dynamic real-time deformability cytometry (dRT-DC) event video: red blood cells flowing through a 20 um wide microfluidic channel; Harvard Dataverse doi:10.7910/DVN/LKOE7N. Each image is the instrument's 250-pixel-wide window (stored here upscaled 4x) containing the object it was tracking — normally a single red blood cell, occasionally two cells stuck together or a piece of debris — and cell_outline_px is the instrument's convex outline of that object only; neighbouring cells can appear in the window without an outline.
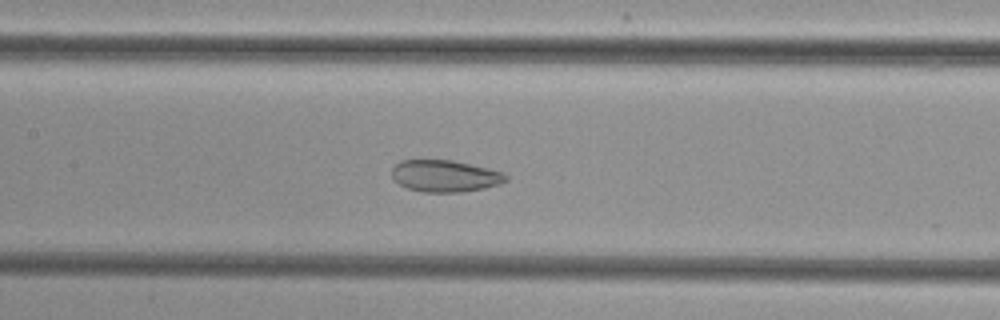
{"species": "common noctule bat (a hibernating species)", "species_latin": "Nyctalus noctula", "temperature_condition": "cold", "stored_images_in_passage": 36, "camera_frame_rate_fps": 3000, "um_per_image_px": 0.085, "animal": {"sex": "female", "body_mass_g": 29.2, "forearm_length_mm": 56.3}, "frame": {"image": 1, "passage_image": 9, "time_ms": 2.667, "image_size_px": [1000, 320], "cell_outline_px": [[508, 180], [500, 184], [484, 188], [460, 192], [424, 192], [408, 188], [400, 184], [392, 176], [392, 168], [400, 160], [452, 160], [488, 168], [504, 172], [508, 176]], "centroid_in_image_um": [37.85, 14.95], "position_along_channel_um": 169.5, "area_um2": 21.1}}
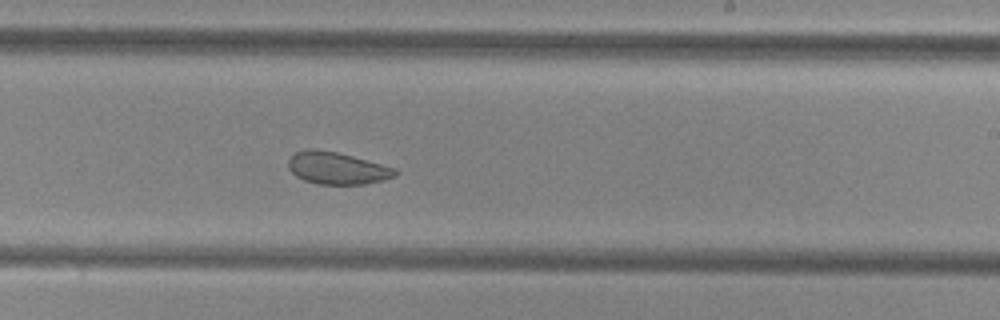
{"frame": {"image": 2, "passage_image": 16, "time_ms": 5.0, "image_size_px": [1000, 320], "cell_outline_px": [[400, 172], [396, 176], [384, 180], [364, 184], [316, 184], [304, 180], [296, 176], [288, 168], [288, 160], [296, 152], [304, 148], [316, 148], [336, 152], [352, 156], [396, 168]], "centroid_in_image_um": [28.65, 14.29], "position_along_channel_um": 260.4, "area_um2": 20.17}}
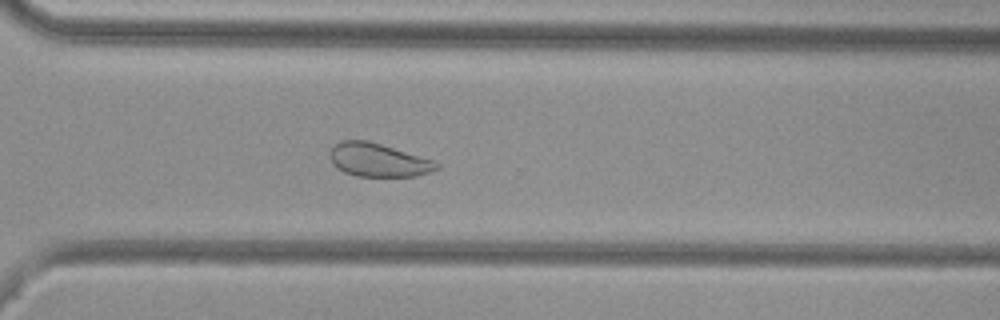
{"frame": {"image": 3, "passage_image": 22, "time_ms": 7.0, "image_size_px": [1000, 320], "cell_outline_px": [[440, 168], [416, 176], [356, 176], [344, 172], [336, 168], [332, 164], [328, 156], [332, 148], [340, 140], [368, 140], [432, 160], [440, 164]], "centroid_in_image_um": [32.1, 13.6], "position_along_channel_um": 338.5, "area_um2": 20.69}}